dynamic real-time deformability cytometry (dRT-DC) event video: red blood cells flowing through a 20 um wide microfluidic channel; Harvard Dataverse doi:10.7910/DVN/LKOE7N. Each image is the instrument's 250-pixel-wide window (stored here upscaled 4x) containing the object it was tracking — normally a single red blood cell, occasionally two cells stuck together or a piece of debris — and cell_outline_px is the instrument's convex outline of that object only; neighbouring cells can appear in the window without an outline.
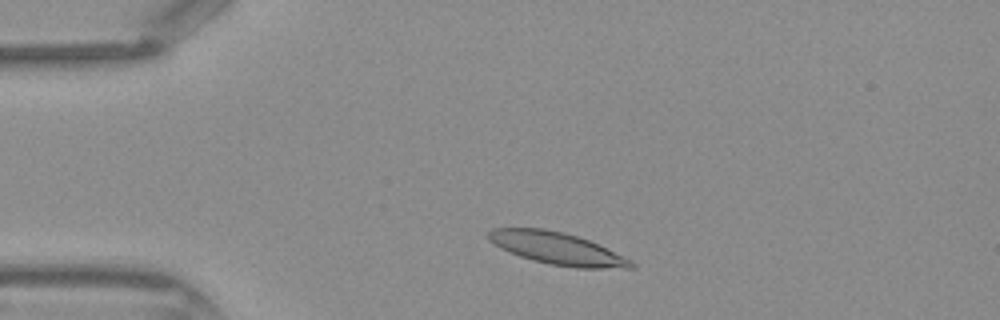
{"species": "Egyptian fruit bat (a non-hibernating species)", "species_latin": "Rousettus aegyptiacus", "temperature_condition": "warm", "stored_images_in_passage": 34, "camera_frame_rate_fps": 3000, "um_per_image_px": 0.085, "frame": {"image": 1, "passage_image": 5, "time_ms": 1.333, "image_size_px": [1000, 320], "cell_outline_px": [[636, 264], [632, 268], [576, 268], [548, 264], [532, 260], [520, 256], [500, 248], [488, 240], [488, 232], [492, 228], [544, 228], [564, 232], [588, 240], [624, 256], [632, 260]], "centroid_in_image_um": [47.34, 21.12], "position_along_channel_um": 37.7, "area_um2": 26.7}}
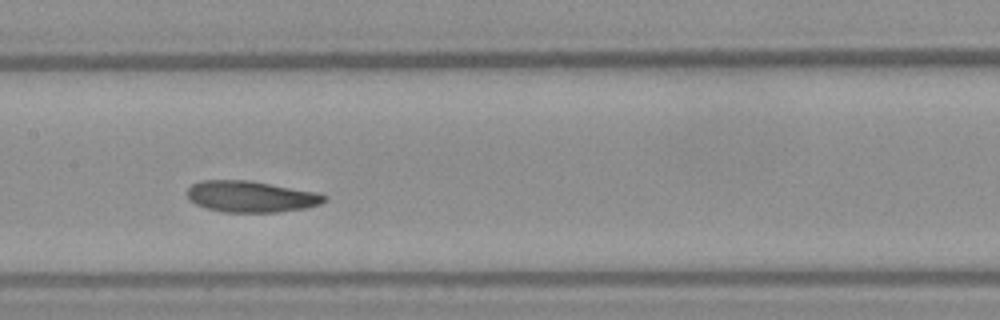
{"frame": {"image": 2, "passage_image": 17, "time_ms": 5.333, "image_size_px": [1000, 320], "cell_outline_px": [[328, 196], [320, 204], [304, 208], [276, 212], [224, 212], [204, 208], [188, 200], [188, 188], [192, 184], [200, 180], [248, 180], [316, 192]], "centroid_in_image_um": [21.28, 16.71], "position_along_channel_um": 186.1, "area_um2": 24.91}}
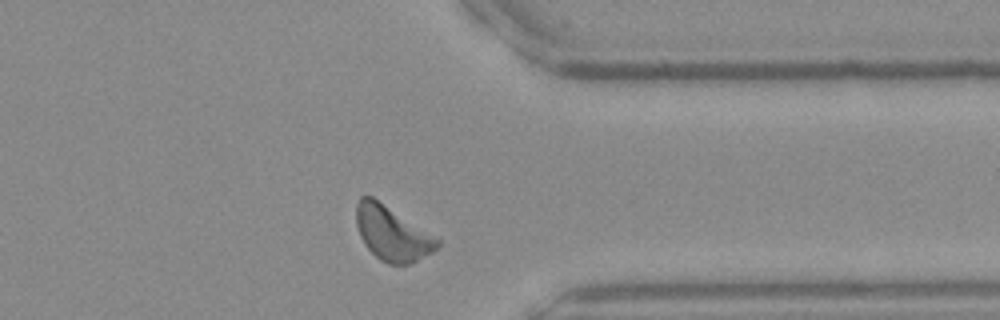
{"frame": {"image": 3, "passage_image": 30, "time_ms": 9.667, "image_size_px": [1000, 320], "cell_outline_px": [[440, 244], [432, 252], [412, 264], [388, 264], [380, 260], [364, 244], [360, 236], [356, 224], [356, 204], [360, 196], [372, 196], [440, 240]], "centroid_in_image_um": [33.3, 19.85], "position_along_channel_um": 378.1, "area_um2": 25.37}}